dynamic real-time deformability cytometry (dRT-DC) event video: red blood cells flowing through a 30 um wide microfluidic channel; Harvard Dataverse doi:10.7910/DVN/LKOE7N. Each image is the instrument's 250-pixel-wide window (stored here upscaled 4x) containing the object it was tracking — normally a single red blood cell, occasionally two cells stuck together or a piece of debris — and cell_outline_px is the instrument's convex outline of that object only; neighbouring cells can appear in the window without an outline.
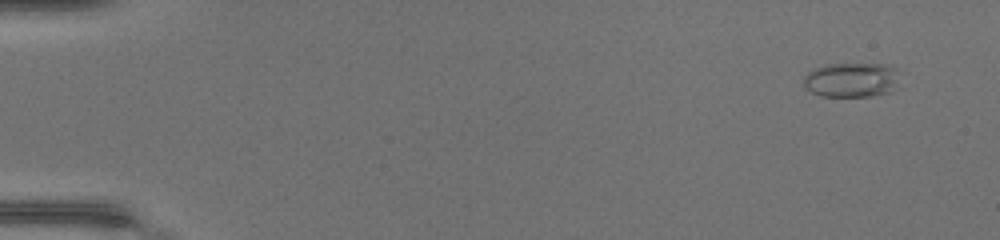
{"species": "common noctule bat (a hibernating species)", "species_latin": "Nyctalus noctula", "temperature_condition": "warm", "stored_images_in_passage": 49, "camera_frame_rate_fps": 3000, "um_per_image_px": 0.085, "animal": {"sex": "female", "body_mass_g": 17.0, "forearm_length_mm": 48.0}, "frame": {"image": 1, "passage_image": 4, "time_ms": 1.0, "image_size_px": [1000, 240], "cell_outline_px": [[900, 88], [892, 92], [872, 96], [820, 96], [804, 88], [804, 76], [808, 72], [816, 68], [828, 64], [888, 64], [896, 68]], "centroid_in_image_um": [72.44, 6.8], "position_along_channel_um": 12.6, "area_um2": 19.77}}
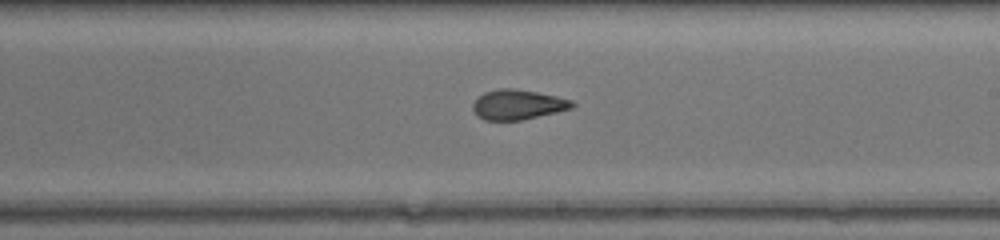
{"frame": {"image": 2, "passage_image": 30, "time_ms": 9.667, "image_size_px": [1000, 240], "cell_outline_px": [[576, 104], [572, 108], [556, 112], [520, 120], [484, 120], [476, 116], [472, 108], [472, 104], [484, 92], [500, 88], [512, 88], [536, 92], [556, 96], [572, 100]], "centroid_in_image_um": [43.99, 8.89], "position_along_channel_um": 245.0, "area_um2": 17.22}}
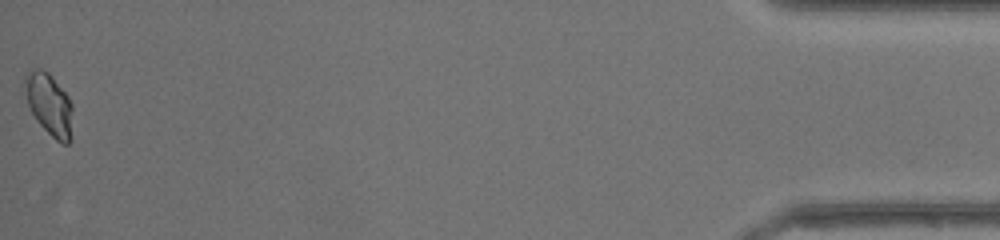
{"frame": {"image": 3, "passage_image": 49, "time_ms": 16.0, "image_size_px": [1000, 240], "cell_outline_px": [[72, 140], [68, 144], [60, 144], [36, 120], [28, 104], [24, 84], [24, 76], [32, 68], [40, 68], [48, 72], [52, 76], [68, 96], [72, 104]], "centroid_in_image_um": [4.21, 8.88], "position_along_channel_um": 431.0, "area_um2": 17.4}, "authors_computed_cell_mechanics": {"area_um2": 17.9758, "velocity_mm_per_s": 4.4744, "shape_relaxation_time_tau1_ms": null, "shape_relaxation_time_tau2_ms": 1.1402, "deformation_change_tau1": null, "deformation_change_tau2": 0.0805}}